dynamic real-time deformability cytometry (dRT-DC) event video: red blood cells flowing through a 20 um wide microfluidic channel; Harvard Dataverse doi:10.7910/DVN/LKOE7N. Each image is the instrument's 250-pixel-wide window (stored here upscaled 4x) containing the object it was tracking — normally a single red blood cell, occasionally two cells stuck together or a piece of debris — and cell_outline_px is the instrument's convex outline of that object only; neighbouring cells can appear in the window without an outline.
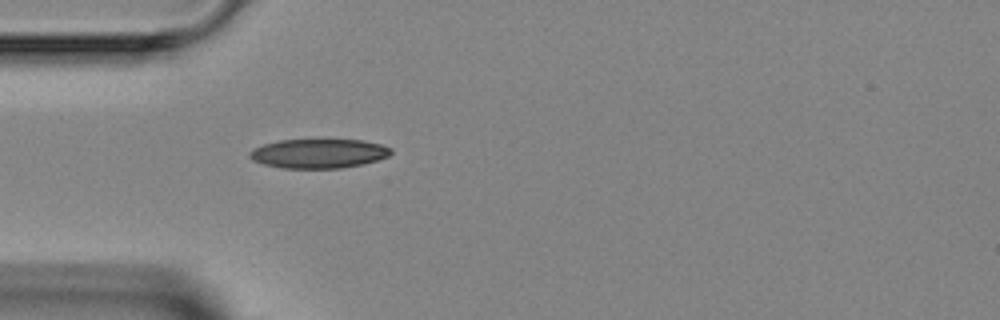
{"species": "Egyptian fruit bat (a non-hibernating species)", "species_latin": "Rousettus aegyptiacus", "temperature_condition": "room temperature", "stored_images_in_passage": 4, "camera_frame_rate_fps": 3000, "um_per_image_px": 0.085, "animal": {"sex": "female"}, "frame": {"image": 1, "passage_image": 4, "time_ms": 3.667, "image_size_px": [1000, 320], "cell_outline_px": [[392, 152], [388, 156], [364, 164], [340, 168], [280, 168], [264, 164], [252, 160], [248, 156], [248, 152], [252, 148], [264, 144], [280, 140], [364, 140], [380, 144], [392, 148]], "centroid_in_image_um": [27.06, 13.05], "position_along_channel_um": 57.9, "area_um2": 24.16}}